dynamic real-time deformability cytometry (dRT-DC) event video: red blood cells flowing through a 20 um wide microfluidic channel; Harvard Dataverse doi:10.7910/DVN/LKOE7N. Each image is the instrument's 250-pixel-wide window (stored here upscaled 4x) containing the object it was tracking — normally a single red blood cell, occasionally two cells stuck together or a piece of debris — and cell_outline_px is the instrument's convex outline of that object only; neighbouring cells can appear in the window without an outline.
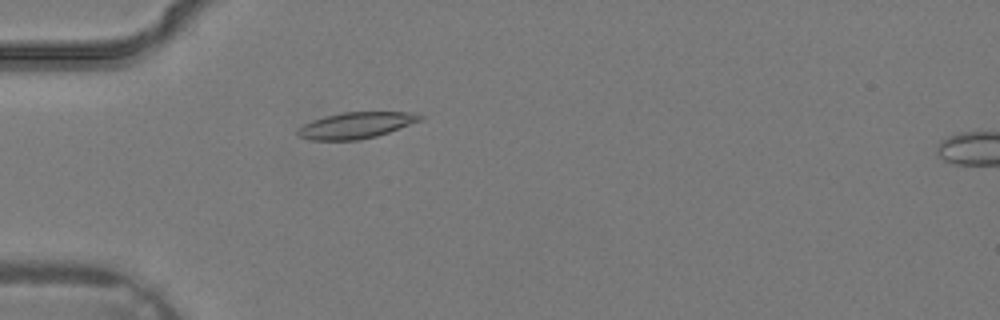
{"species": "common noctule bat (a hibernating species)", "species_latin": "Nyctalus noctula", "temperature_condition": "warm", "stored_images_in_passage": 32, "camera_frame_rate_fps": 3000, "um_per_image_px": 0.085, "animal": {"sex": "male", "body_mass_g": 19.2, "forearm_length_mm": 51.8}, "frame": {"image": 1, "passage_image": 7, "time_ms": 2.0, "image_size_px": [1000, 320], "cell_outline_px": [[424, 116], [420, 120], [388, 132], [376, 136], [360, 140], [308, 140], [300, 136], [296, 132], [304, 124], [312, 120], [344, 112], [408, 112]], "centroid_in_image_um": [30.23, 10.66], "position_along_channel_um": 54.8, "area_um2": 18.32}}
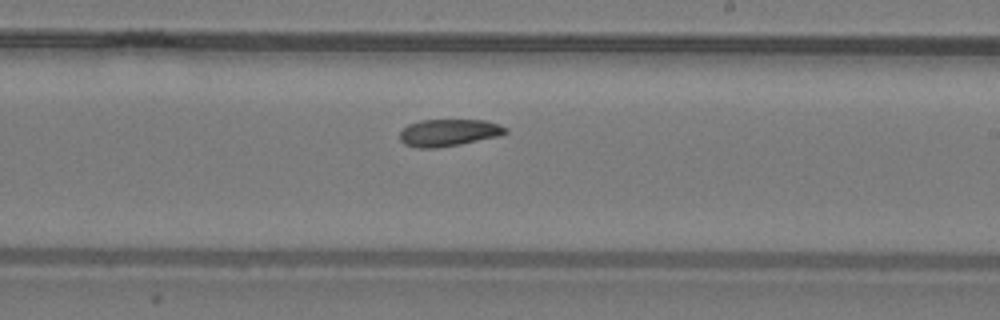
{"frame": {"image": 2, "passage_image": 18, "time_ms": 5.667, "image_size_px": [1000, 320], "cell_outline_px": [[508, 132], [500, 136], [460, 144], [436, 148], [416, 148], [404, 144], [400, 140], [400, 132], [408, 124], [420, 120], [484, 120], [508, 128]], "centroid_in_image_um": [38.12, 11.28], "position_along_channel_um": 250.9, "area_um2": 16.7}}
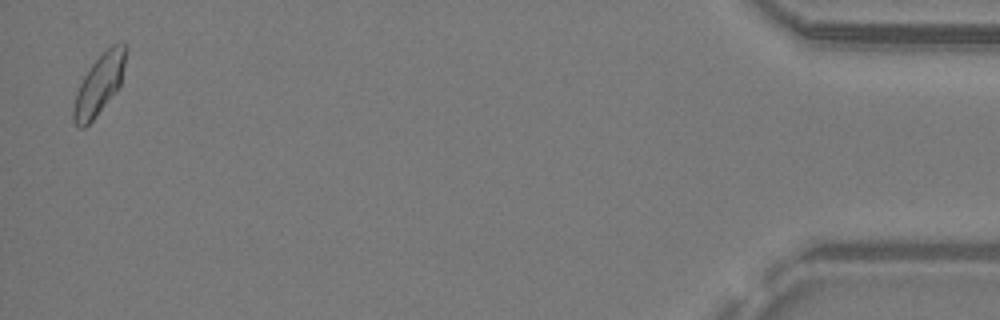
{"frame": {"image": 3, "passage_image": 32, "time_ms": 10.333, "image_size_px": [1000, 320], "cell_outline_px": [[124, 64], [120, 84], [96, 116], [84, 128], [80, 128], [72, 120], [72, 112], [76, 92], [84, 76], [92, 64], [112, 44], [124, 40]], "centroid_in_image_um": [8.39, 7.2], "position_along_channel_um": 426.8, "area_um2": 17.63}}